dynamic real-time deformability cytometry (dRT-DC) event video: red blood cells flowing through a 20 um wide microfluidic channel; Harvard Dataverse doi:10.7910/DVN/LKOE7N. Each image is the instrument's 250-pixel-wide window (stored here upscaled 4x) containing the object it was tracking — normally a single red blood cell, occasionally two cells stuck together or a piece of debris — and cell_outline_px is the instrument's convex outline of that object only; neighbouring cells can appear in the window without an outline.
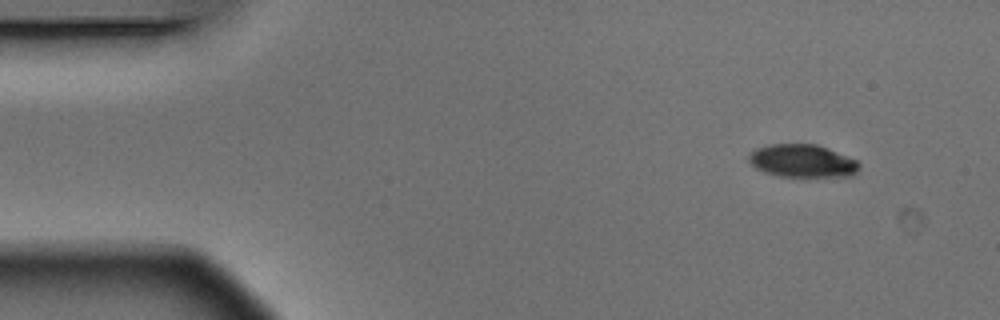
{"species": "Egyptian fruit bat (a non-hibernating species)", "species_latin": "Rousettus aegyptiacus", "temperature_condition": "warm", "stored_images_in_passage": 3, "camera_frame_rate_fps": 3000, "um_per_image_px": 0.085, "animal": {"sex": "male"}, "frame": {"image": 1, "passage_image": 1, "time_ms": 0.0, "image_size_px": [1000, 320], "cell_outline_px": [[860, 168], [852, 176], [780, 176], [764, 172], [756, 168], [748, 160], [748, 156], [756, 148], [772, 144], [816, 144], [828, 148], [856, 160], [860, 164]], "centroid_in_image_um": [68.21, 13.67], "position_along_channel_um": 16.8, "area_um2": 20.98}}